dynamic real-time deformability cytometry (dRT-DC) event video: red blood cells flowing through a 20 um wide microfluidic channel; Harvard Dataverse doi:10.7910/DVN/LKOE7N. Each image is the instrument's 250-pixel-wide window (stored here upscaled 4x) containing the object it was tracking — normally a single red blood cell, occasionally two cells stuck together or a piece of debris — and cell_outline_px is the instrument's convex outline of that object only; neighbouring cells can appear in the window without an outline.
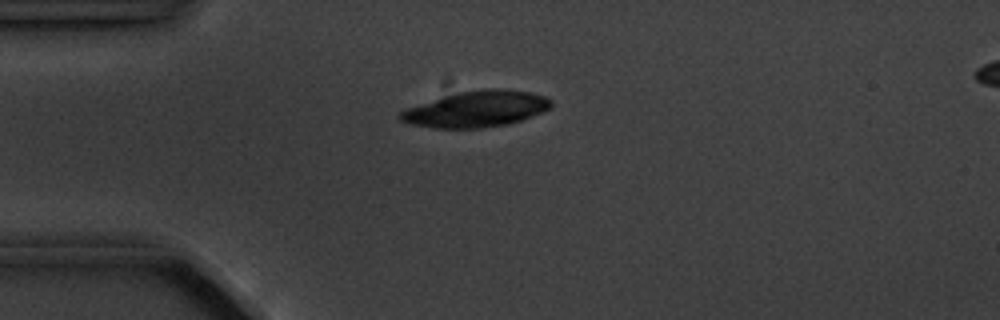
{"species": "common noctule bat (a hibernating species)", "species_latin": "Nyctalus noctula", "temperature_condition": "cold", "stored_images_in_passage": 13, "camera_frame_rate_fps": 3000, "um_per_image_px": 0.085, "animal": {"sex": "male", "body_mass_g": 20.1, "forearm_length_mm": 53.5}, "frame": {"image": 1, "passage_image": 4, "time_ms": 4.333, "image_size_px": [1000, 320], "cell_outline_px": [[552, 104], [544, 112], [508, 124], [480, 128], [436, 128], [408, 124], [400, 120], [396, 116], [404, 108], [444, 96], [460, 92], [484, 88], [504, 88], [532, 92], [544, 96], [552, 100]], "centroid_in_image_um": [40.47, 9.26], "position_along_channel_um": 44.5, "area_um2": 31.91}}